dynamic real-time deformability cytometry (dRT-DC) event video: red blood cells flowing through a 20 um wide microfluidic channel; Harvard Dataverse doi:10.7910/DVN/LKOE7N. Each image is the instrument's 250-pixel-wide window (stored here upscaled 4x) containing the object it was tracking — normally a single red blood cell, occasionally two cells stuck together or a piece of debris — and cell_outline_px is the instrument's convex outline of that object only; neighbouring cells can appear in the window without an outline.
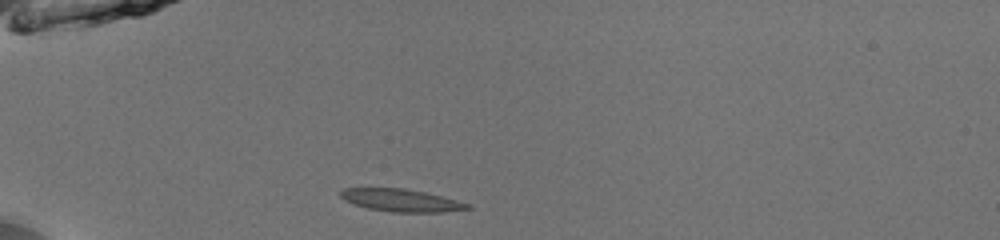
{"species": "common noctule bat (a hibernating species)", "species_latin": "Nyctalus noctula", "temperature_condition": "room temperature", "stored_images_in_passage": 36, "camera_frame_rate_fps": 3000, "um_per_image_px": 0.085, "animal": {"sex": "male", "body_mass_g": 13.0, "forearm_length_mm": 53.1}, "frame": {"image": 1, "passage_image": 1, "time_ms": 0.0, "image_size_px": [1000, 240], "cell_outline_px": [[472, 208], [440, 212], [392, 212], [368, 208], [352, 204], [344, 200], [340, 196], [340, 192], [344, 188], [404, 188], [424, 192], [472, 204]], "centroid_in_image_um": [34.08, 17.03], "position_along_channel_um": 50.9, "area_um2": 16.59}}
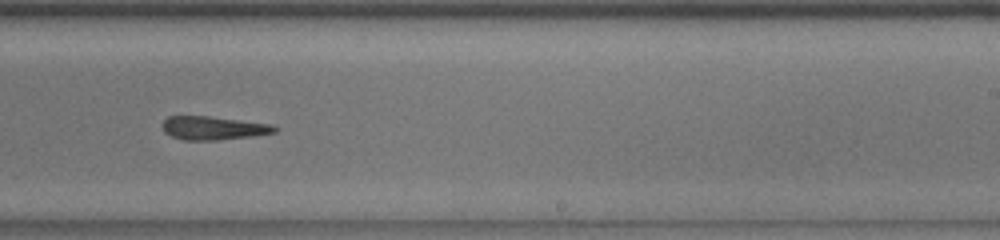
{"frame": {"image": 2, "passage_image": 19, "time_ms": 6.0, "image_size_px": [1000, 240], "cell_outline_px": [[276, 132], [252, 136], [216, 140], [184, 140], [172, 136], [164, 132], [164, 120], [168, 116], [208, 116], [272, 124], [276, 128]], "centroid_in_image_um": [18.13, 10.88], "position_along_channel_um": 270.9, "area_um2": 15.14}}
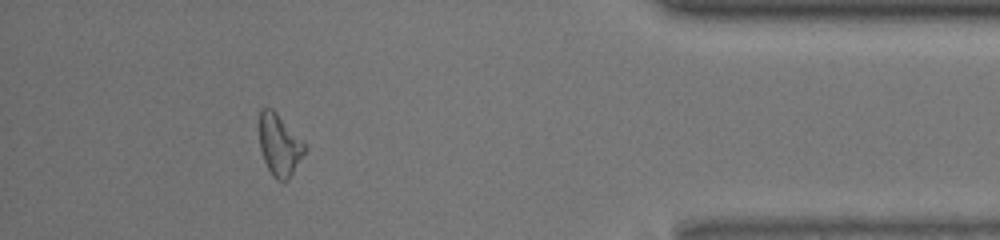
{"frame": {"image": 3, "passage_image": 32, "time_ms": 10.333, "image_size_px": [1000, 240], "cell_outline_px": [[308, 148], [288, 180], [276, 180], [272, 176], [264, 160], [260, 148], [260, 108], [272, 108], [276, 112]], "centroid_in_image_um": [23.75, 12.34], "position_along_channel_um": 411.4, "area_um2": 16.01}}